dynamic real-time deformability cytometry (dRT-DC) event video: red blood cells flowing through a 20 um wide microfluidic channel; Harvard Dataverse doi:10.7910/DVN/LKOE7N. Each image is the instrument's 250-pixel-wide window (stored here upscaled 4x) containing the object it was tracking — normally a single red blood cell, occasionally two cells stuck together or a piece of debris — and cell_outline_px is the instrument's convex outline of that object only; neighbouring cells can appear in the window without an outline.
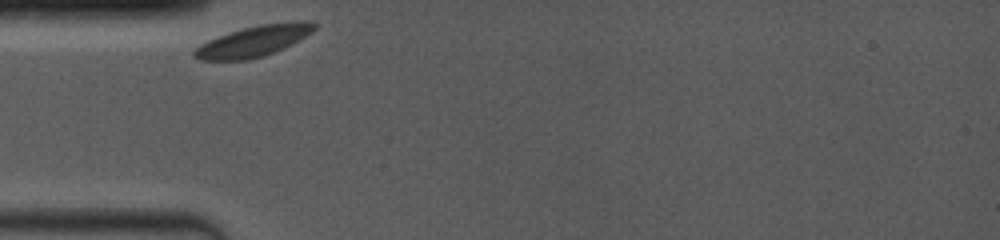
{"species": "common noctule bat (a hibernating species)", "species_latin": "Nyctalus noctula", "temperature_condition": "room temperature", "stored_images_in_passage": 39, "camera_frame_rate_fps": 4000, "um_per_image_px": 0.085, "animal": {"sex": "female", "body_mass_g": 19.0, "forearm_length_mm": 53.3}, "frame": {"image": 1, "passage_image": 1, "time_ms": 0.0, "image_size_px": [1000, 240], "cell_outline_px": [[316, 28], [312, 32], [284, 48], [264, 56], [248, 60], [200, 60], [192, 56], [192, 52], [200, 44], [208, 40], [244, 28], [260, 24], [296, 20], [312, 20], [316, 24]], "centroid_in_image_um": [21.6, 3.49], "position_along_channel_um": 63.4, "area_um2": 21.62}}
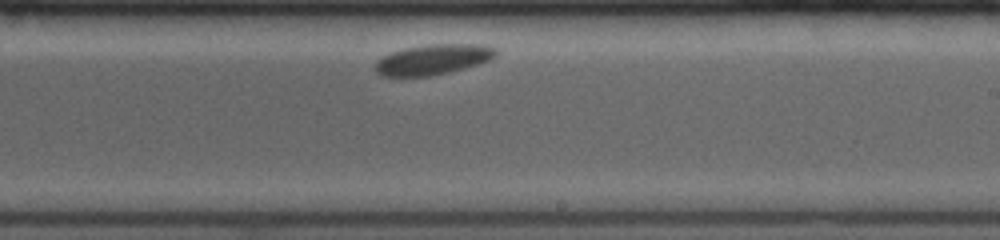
{"frame": {"image": 2, "passage_image": 23, "time_ms": 5.5, "image_size_px": [1000, 240], "cell_outline_px": [[496, 56], [488, 60], [464, 68], [432, 76], [380, 76], [376, 72], [376, 60], [392, 52], [404, 48], [428, 44], [484, 44], [496, 48]], "centroid_in_image_um": [36.8, 5.05], "position_along_channel_um": 252.2, "area_um2": 21.21}}
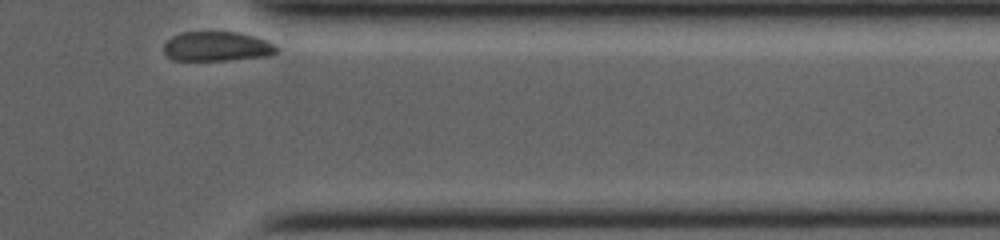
{"frame": {"image": 3, "passage_image": 39, "time_ms": 9.5, "image_size_px": [1000, 240], "cell_outline_px": [[280, 48], [276, 52], [268, 56], [228, 60], [172, 60], [164, 52], [164, 44], [172, 36], [180, 32], [236, 32], [252, 36], [276, 44]], "centroid_in_image_um": [18.44, 3.95], "position_along_channel_um": 393.0, "area_um2": 19.42}}